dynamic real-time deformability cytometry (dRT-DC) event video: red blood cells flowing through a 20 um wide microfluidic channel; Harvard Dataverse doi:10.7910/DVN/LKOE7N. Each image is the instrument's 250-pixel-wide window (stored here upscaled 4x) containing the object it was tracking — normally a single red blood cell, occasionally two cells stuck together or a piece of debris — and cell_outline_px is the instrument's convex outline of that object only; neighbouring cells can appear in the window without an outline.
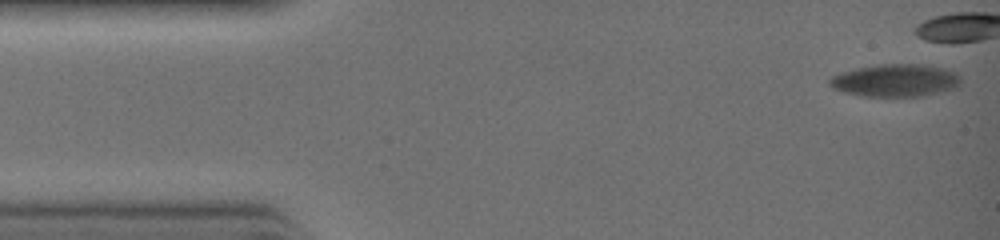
{"species": "common noctule bat (a hibernating species)", "species_latin": "Nyctalus noctula", "temperature_condition": "warm", "stored_images_in_passage": 33, "camera_frame_rate_fps": 3000, "um_per_image_px": 0.085, "animal": {"sex": "female", "body_mass_g": 19.0, "forearm_length_mm": 51.5}, "frame": {"image": 1, "passage_image": 1, "time_ms": 0.0, "image_size_px": [1000, 240], "cell_outline_px": [[960, 88], [920, 96], [864, 96], [844, 92], [832, 88], [828, 84], [828, 80], [832, 76], [840, 72], [856, 68], [880, 64], [924, 64], [940, 68], [952, 72], [960, 76]], "centroid_in_image_um": [76.09, 6.84], "position_along_channel_um": 8.9, "area_um2": 24.91}}
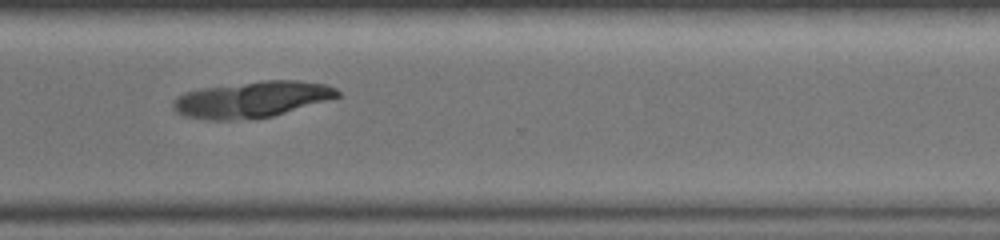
{"frame": {"image": 2, "passage_image": 25, "time_ms": 8.0, "image_size_px": [1000, 240], "cell_outline_px": [[340, 96], [272, 116], [228, 120], [208, 120], [184, 116], [176, 112], [172, 108], [172, 104], [180, 96], [188, 92], [204, 88], [264, 80], [300, 80], [328, 84], [336, 88], [340, 92]], "centroid_in_image_um": [21.44, 8.44], "position_along_channel_um": 349.2, "area_um2": 34.16}}
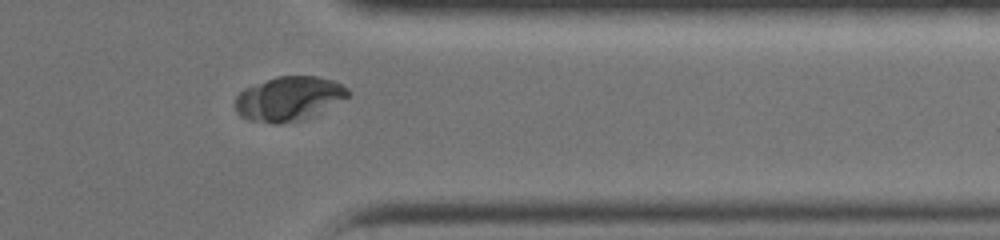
{"frame": {"image": 3, "passage_image": 27, "time_ms": 8.667, "image_size_px": [1000, 240], "cell_outline_px": [[348, 96], [316, 116], [300, 120], [280, 124], [272, 124], [248, 120], [240, 116], [236, 112], [236, 96], [244, 88], [276, 76], [316, 76], [332, 80], [348, 88]], "centroid_in_image_um": [24.53, 8.4], "position_along_channel_um": 386.9, "area_um2": 29.25}}